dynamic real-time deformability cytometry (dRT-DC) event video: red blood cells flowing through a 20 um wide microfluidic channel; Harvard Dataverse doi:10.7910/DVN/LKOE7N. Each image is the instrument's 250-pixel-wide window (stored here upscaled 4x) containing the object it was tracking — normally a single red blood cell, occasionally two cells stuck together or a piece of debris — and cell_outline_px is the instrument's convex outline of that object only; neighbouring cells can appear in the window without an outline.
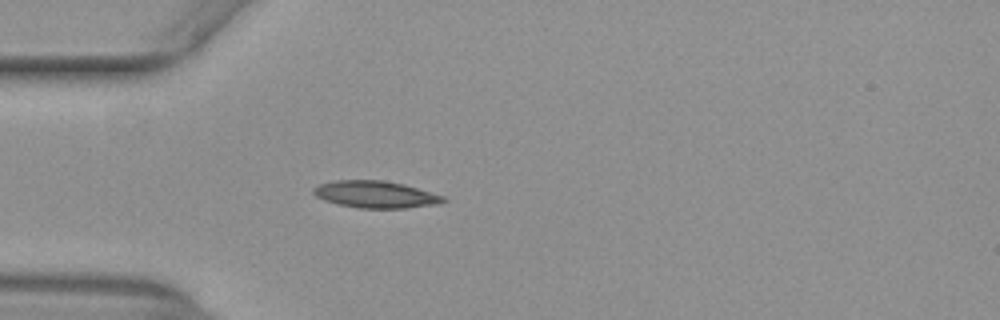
{"species": "common noctule bat (a hibernating species)", "species_latin": "Nyctalus noctula", "temperature_condition": "warm", "stored_images_in_passage": 38, "camera_frame_rate_fps": 3000, "um_per_image_px": 0.085, "animal": {"sex": "female", "body_mass_g": 29.2, "forearm_length_mm": 56.3}, "frame": {"image": 1, "passage_image": 1, "time_ms": 0.0, "image_size_px": [1000, 320], "cell_outline_px": [[448, 200], [440, 204], [404, 208], [356, 208], [324, 200], [316, 196], [312, 192], [312, 188], [320, 184], [336, 180], [380, 180], [404, 184], [444, 196]], "centroid_in_image_um": [31.94, 16.53], "position_along_channel_um": 53.1, "area_um2": 20.4}}
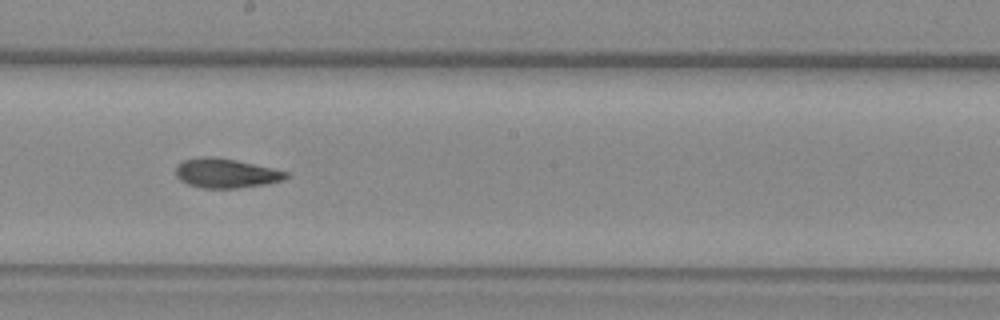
{"frame": {"image": 2, "passage_image": 15, "time_ms": 4.667, "image_size_px": [1000, 320], "cell_outline_px": [[292, 176], [284, 180], [264, 184], [236, 188], [204, 188], [188, 184], [180, 180], [176, 176], [176, 164], [184, 160], [204, 156], [212, 156], [236, 160], [272, 168], [288, 172]], "centroid_in_image_um": [19.21, 14.72], "position_along_channel_um": 229.0, "area_um2": 18.9}}
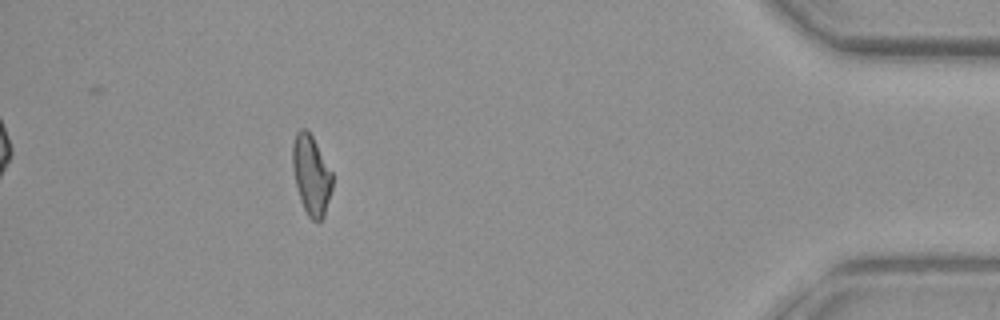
{"frame": {"image": 3, "passage_image": 33, "time_ms": 10.667, "image_size_px": [1000, 320], "cell_outline_px": [[332, 188], [324, 216], [320, 220], [312, 220], [308, 216], [300, 200], [292, 168], [292, 144], [296, 132], [300, 128], [304, 128], [312, 136], [332, 172]], "centroid_in_image_um": [26.44, 14.86], "position_along_channel_um": 408.8, "area_um2": 18.32}, "authors_computed_cell_mechanics": {"area_um2": 18.8139, "velocity_mm_per_s": 3.9512, "shape_relaxation_time_tau1_ms": null, "shape_relaxation_time_tau2_ms": 4.7158, "deformation_change_tau1": null, "deformation_change_tau2": 0.1205}}